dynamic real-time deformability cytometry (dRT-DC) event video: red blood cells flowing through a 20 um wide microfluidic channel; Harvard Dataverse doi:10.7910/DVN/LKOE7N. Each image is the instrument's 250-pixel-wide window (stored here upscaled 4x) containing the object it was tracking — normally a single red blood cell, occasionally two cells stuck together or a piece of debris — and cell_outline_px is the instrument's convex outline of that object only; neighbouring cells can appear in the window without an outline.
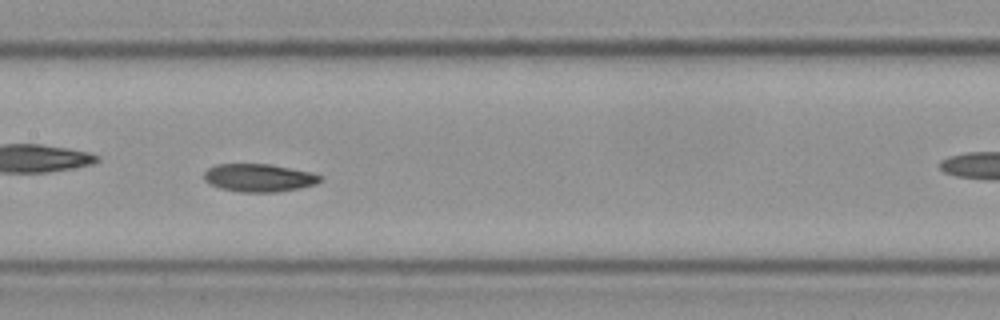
{"species": "Egyptian fruit bat (a non-hibernating species)", "species_latin": "Rousettus aegyptiacus", "temperature_condition": "cold", "stored_images_in_passage": 15, "camera_frame_rate_fps": 3000, "um_per_image_px": 0.085, "frame": {"image": 1, "passage_image": 7, "time_ms": 2.0, "image_size_px": [1000, 320], "cell_outline_px": [[324, 180], [316, 184], [300, 188], [276, 192], [240, 192], [220, 188], [208, 184], [204, 180], [204, 172], [208, 168], [216, 164], [268, 164], [312, 172], [324, 176]], "centroid_in_image_um": [22.03, 15.11], "position_along_channel_um": 185.4, "area_um2": 19.13}}
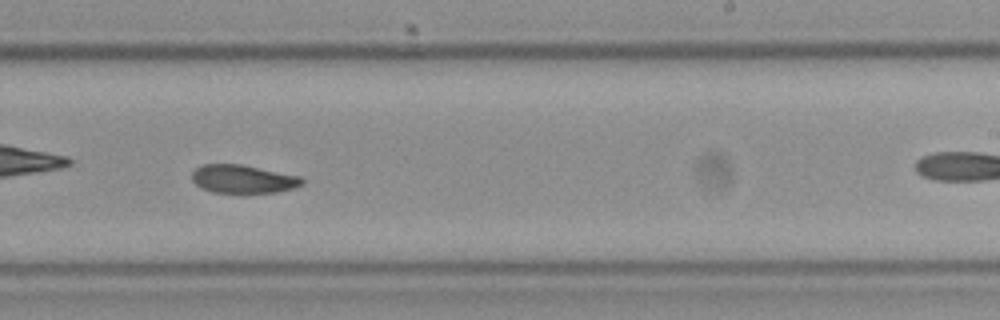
{"frame": {"image": 2, "passage_image": 9, "time_ms": 2.667, "image_size_px": [1000, 320], "cell_outline_px": [[304, 184], [296, 188], [276, 192], [212, 192], [200, 188], [192, 180], [192, 172], [200, 164], [240, 164], [300, 176], [304, 180]], "centroid_in_image_um": [20.65, 15.21], "position_along_channel_um": 268.3, "area_um2": 18.15}}